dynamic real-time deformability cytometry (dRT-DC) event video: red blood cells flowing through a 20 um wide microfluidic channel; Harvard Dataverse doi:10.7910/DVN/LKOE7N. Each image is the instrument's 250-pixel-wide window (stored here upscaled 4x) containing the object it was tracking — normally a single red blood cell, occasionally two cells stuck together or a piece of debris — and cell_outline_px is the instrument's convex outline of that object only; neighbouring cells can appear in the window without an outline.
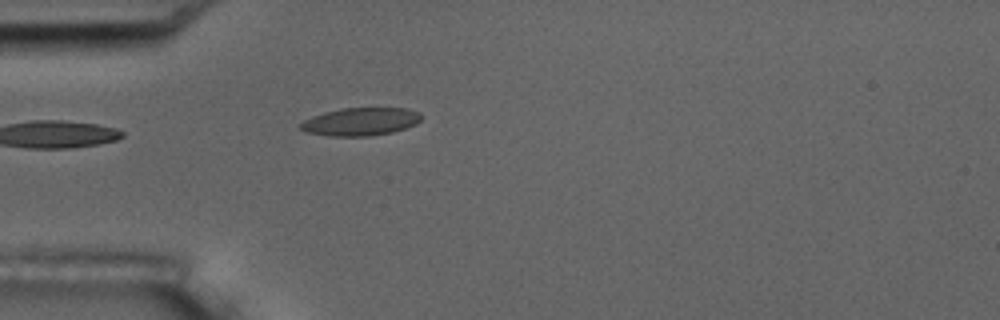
{"species": "common noctule bat (a hibernating species)", "species_latin": "Nyctalus noctula", "temperature_condition": "room temperature", "stored_images_in_passage": 1, "camera_frame_rate_fps": 3000, "um_per_image_px": 0.085, "animal": {"sex": "male", "body_mass_g": 17.5, "forearm_length_mm": 52.3}, "frame": {"image": 1, "passage_image": 1, "time_ms": 0.0, "image_size_px": [1000, 320], "cell_outline_px": [[424, 116], [416, 124], [392, 132], [368, 136], [328, 136], [308, 132], [300, 128], [300, 124], [304, 120], [312, 116], [324, 112], [340, 108], [408, 108], [420, 112]], "centroid_in_image_um": [30.68, 10.33], "position_along_channel_um": 54.3, "area_um2": 19.71}}